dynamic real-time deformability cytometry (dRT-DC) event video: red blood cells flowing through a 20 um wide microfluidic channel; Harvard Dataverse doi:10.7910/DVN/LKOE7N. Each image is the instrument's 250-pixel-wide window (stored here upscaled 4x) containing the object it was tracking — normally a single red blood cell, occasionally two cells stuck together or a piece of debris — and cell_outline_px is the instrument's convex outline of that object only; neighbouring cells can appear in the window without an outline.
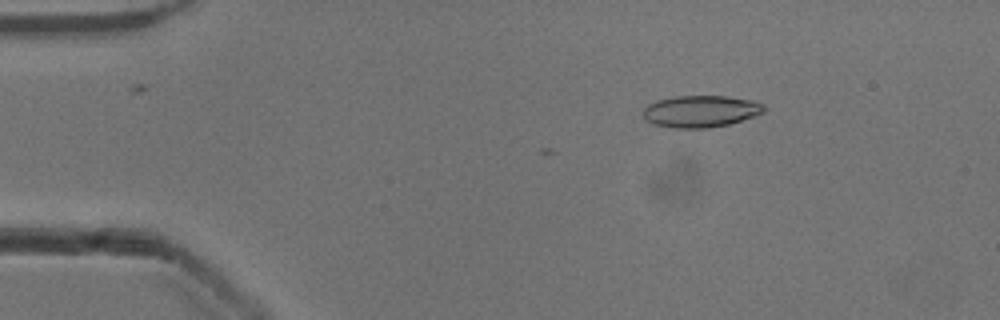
{"species": "common noctule bat (a hibernating species)", "species_latin": "Nyctalus noctula", "temperature_condition": "cold", "stored_images_in_passage": 7, "camera_frame_rate_fps": 3000, "um_per_image_px": 0.085, "animal": {"sex": "male", "body_mass_g": 13.3}, "frame": {"image": 1, "passage_image": 3, "time_ms": 0.667, "image_size_px": [1000, 320], "cell_outline_px": [[764, 112], [756, 116], [728, 124], [708, 128], [672, 128], [656, 124], [648, 120], [644, 116], [644, 108], [648, 104], [656, 100], [676, 96], [728, 96], [752, 100], [764, 104]], "centroid_in_image_um": [59.59, 9.45], "position_along_channel_um": 25.4, "area_um2": 22.37}}